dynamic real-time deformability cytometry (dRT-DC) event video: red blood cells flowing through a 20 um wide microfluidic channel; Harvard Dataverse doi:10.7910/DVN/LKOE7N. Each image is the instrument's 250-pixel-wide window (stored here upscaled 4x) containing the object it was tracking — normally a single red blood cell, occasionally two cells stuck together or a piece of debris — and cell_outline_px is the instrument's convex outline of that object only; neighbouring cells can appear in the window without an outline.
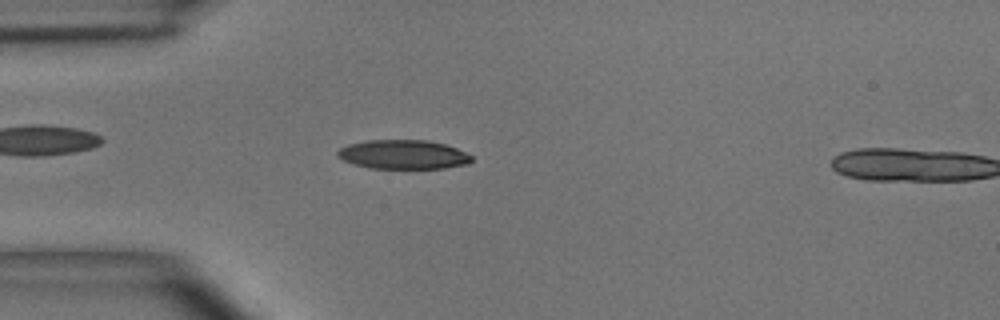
{"species": "common noctule bat (a hibernating species)", "species_latin": "Nyctalus noctula", "temperature_condition": "room temperature", "stored_images_in_passage": 6, "camera_frame_rate_fps": 3000, "um_per_image_px": 0.085, "animal": {"sex": "male", "body_mass_g": 15.6}, "frame": {"image": 1, "passage_image": 5, "time_ms": 1.333, "image_size_px": [1000, 320], "cell_outline_px": [[472, 160], [468, 164], [444, 168], [368, 168], [352, 164], [336, 156], [336, 152], [340, 148], [348, 144], [368, 140], [428, 140], [444, 144], [456, 148], [472, 156]], "centroid_in_image_um": [34.24, 13.13], "position_along_channel_um": 50.8, "area_um2": 22.77}}